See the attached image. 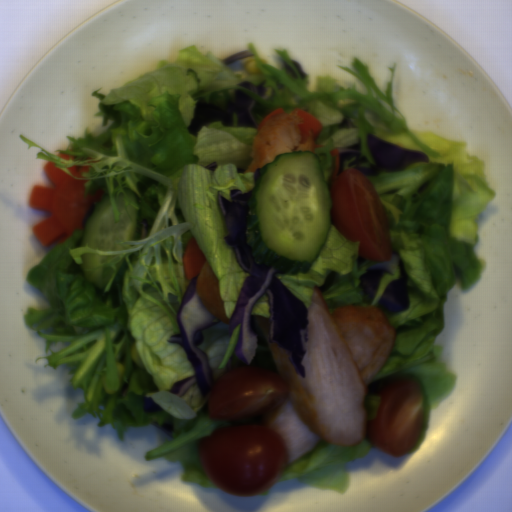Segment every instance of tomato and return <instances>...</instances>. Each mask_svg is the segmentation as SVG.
Returning <instances> with one entry per match:
<instances>
[{"label":"tomato","mask_w":512,"mask_h":512,"mask_svg":"<svg viewBox=\"0 0 512 512\" xmlns=\"http://www.w3.org/2000/svg\"><path fill=\"white\" fill-rule=\"evenodd\" d=\"M366 394L380 397L376 418L366 422L371 446L394 458L408 454L423 433L420 381L405 374L381 376L368 383Z\"/></svg>","instance_id":"obj_3"},{"label":"tomato","mask_w":512,"mask_h":512,"mask_svg":"<svg viewBox=\"0 0 512 512\" xmlns=\"http://www.w3.org/2000/svg\"><path fill=\"white\" fill-rule=\"evenodd\" d=\"M281 436L261 425L220 427L198 440V459L205 476L234 497L268 492L288 465Z\"/></svg>","instance_id":"obj_1"},{"label":"tomato","mask_w":512,"mask_h":512,"mask_svg":"<svg viewBox=\"0 0 512 512\" xmlns=\"http://www.w3.org/2000/svg\"><path fill=\"white\" fill-rule=\"evenodd\" d=\"M330 225L359 242V256L369 261L393 257L391 225L374 183L361 171L348 168L328 186Z\"/></svg>","instance_id":"obj_2"},{"label":"tomato","mask_w":512,"mask_h":512,"mask_svg":"<svg viewBox=\"0 0 512 512\" xmlns=\"http://www.w3.org/2000/svg\"><path fill=\"white\" fill-rule=\"evenodd\" d=\"M287 393L288 386L279 373L243 367L236 361L212 373L207 394L209 418L230 421L267 413Z\"/></svg>","instance_id":"obj_4"}]
</instances>
